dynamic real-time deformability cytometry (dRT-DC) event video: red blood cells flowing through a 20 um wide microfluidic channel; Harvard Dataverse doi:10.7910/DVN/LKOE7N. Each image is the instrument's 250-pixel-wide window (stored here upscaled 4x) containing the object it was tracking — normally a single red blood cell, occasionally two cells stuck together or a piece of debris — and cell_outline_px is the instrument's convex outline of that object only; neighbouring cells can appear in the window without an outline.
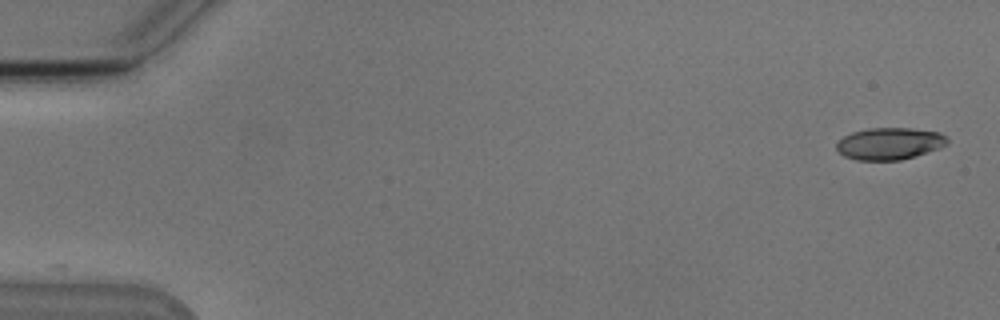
{"species": "Egyptian fruit bat (a non-hibernating species)", "species_latin": "Rousettus aegyptiacus", "temperature_condition": "cold", "stored_images_in_passage": 38, "camera_frame_rate_fps": 3000, "um_per_image_px": 0.085, "animal": {"sex": "male"}, "frame": {"image": 1, "passage_image": 1, "time_ms": 0.0, "image_size_px": [1000, 320], "cell_outline_px": [[948, 144], [916, 156], [900, 160], [856, 160], [844, 156], [836, 148], [836, 144], [844, 136], [852, 132], [868, 128], [912, 128], [940, 132], [948, 136]], "centroid_in_image_um": [75.63, 12.2], "position_along_channel_um": 9.4, "area_um2": 20.69}}
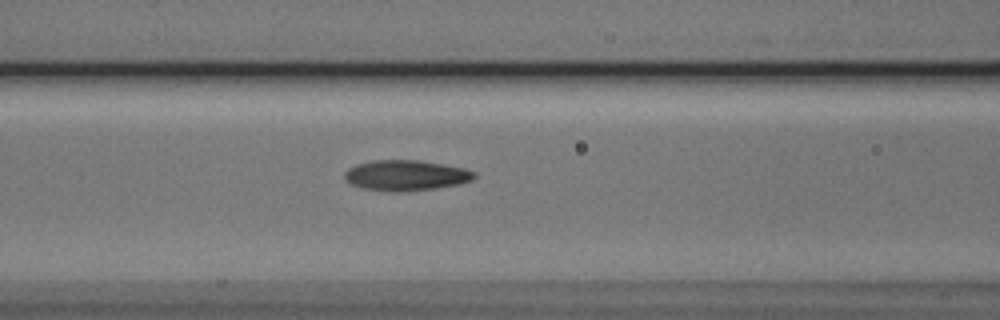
{"frame": {"image": 2, "passage_image": 22, "time_ms": 7.0, "image_size_px": [1000, 320], "cell_outline_px": [[476, 176], [472, 180], [456, 184], [432, 188], [396, 192], [364, 188], [352, 184], [344, 176], [344, 172], [348, 168], [356, 164], [372, 160], [416, 160], [444, 164], [464, 168], [476, 172]], "centroid_in_image_um": [34.49, 14.89], "position_along_channel_um": 132.1, "area_um2": 22.72}}
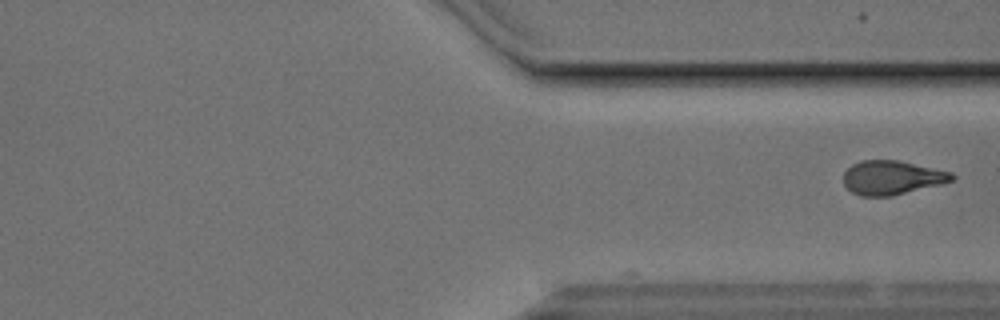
{"frame": {"image": 3, "passage_image": 38, "time_ms": 12.333, "image_size_px": [1000, 320], "cell_outline_px": [[956, 176], [952, 180], [940, 184], [892, 196], [860, 196], [852, 192], [844, 184], [844, 172], [852, 164], [860, 160], [896, 160], [952, 172]], "centroid_in_image_um": [75.79, 15.1], "position_along_channel_um": 335.6, "area_um2": 21.33}}